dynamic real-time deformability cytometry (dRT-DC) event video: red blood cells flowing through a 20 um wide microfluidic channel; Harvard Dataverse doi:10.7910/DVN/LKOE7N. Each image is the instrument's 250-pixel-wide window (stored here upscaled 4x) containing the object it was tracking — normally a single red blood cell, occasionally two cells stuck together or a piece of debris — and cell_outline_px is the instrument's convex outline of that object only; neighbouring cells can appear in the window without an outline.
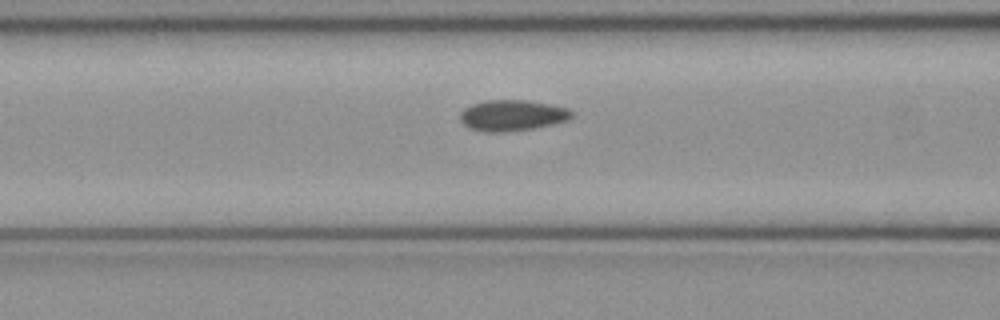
{"species": "common noctule bat (a hibernating species)", "species_latin": "Nyctalus noctula", "temperature_condition": "cold", "stored_images_in_passage": 45, "camera_frame_rate_fps": 3000, "um_per_image_px": 0.085, "animal": {"sex": "female", "body_mass_g": 21.9}, "frame": {"image": 1, "passage_image": 20, "time_ms": 6.333, "image_size_px": [1000, 320], "cell_outline_px": [[576, 112], [568, 120], [552, 124], [532, 128], [504, 132], [484, 132], [468, 128], [460, 120], [460, 112], [464, 108], [472, 104], [484, 100], [524, 100], [548, 104], [568, 108]], "centroid_in_image_um": [43.52, 9.81], "position_along_channel_um": 123.1, "area_um2": 20.17}}
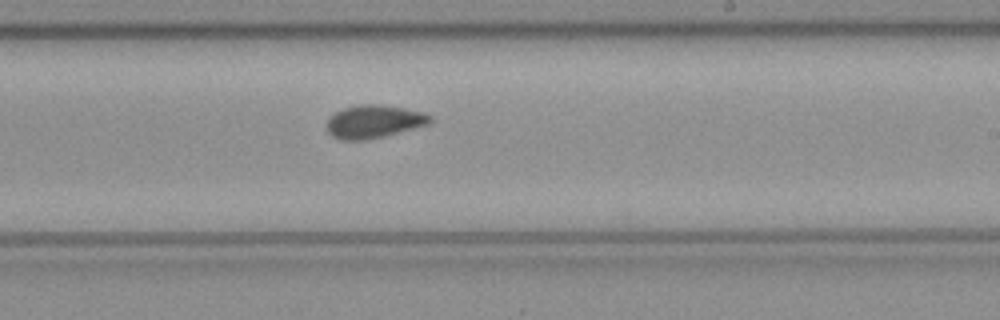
{"frame": {"image": 2, "passage_image": 30, "time_ms": 9.667, "image_size_px": [1000, 320], "cell_outline_px": [[432, 120], [428, 124], [364, 140], [340, 140], [332, 136], [328, 132], [328, 120], [336, 112], [344, 108], [360, 104], [380, 104], [404, 108], [424, 112], [432, 116]], "centroid_in_image_um": [31.78, 10.31], "position_along_channel_um": 257.2, "area_um2": 19.48}}
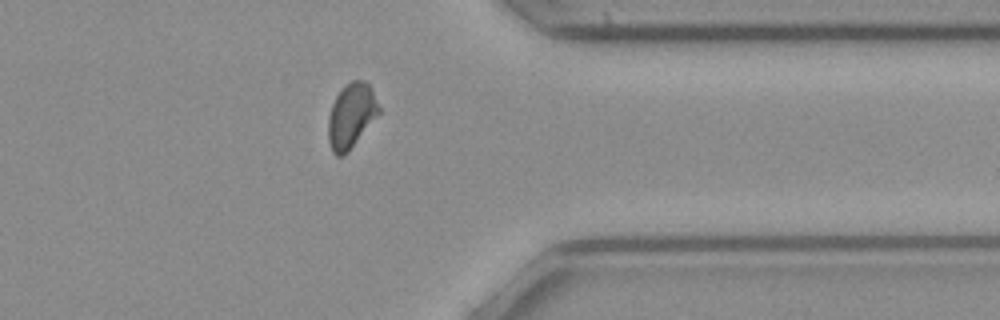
{"frame": {"image": 3, "passage_image": 40, "time_ms": 13.0, "image_size_px": [1000, 320], "cell_outline_px": [[380, 112], [348, 152], [344, 156], [336, 156], [332, 152], [328, 140], [328, 116], [332, 104], [336, 96], [352, 80], [364, 80], [372, 88], [380, 108]], "centroid_in_image_um": [29.85, 9.86], "position_along_channel_um": 381.6, "area_um2": 18.96}, "authors_computed_cell_mechanics": {"area_um2": 19.652, "velocity_mm_per_s": 4.0214, "shape_relaxation_time_tau1_ms": 9.6966, "shape_relaxation_time_tau2_ms": 1.7571, "deformation_change_tau1": 0.1505, "deformation_change_tau2": 0.0406}}